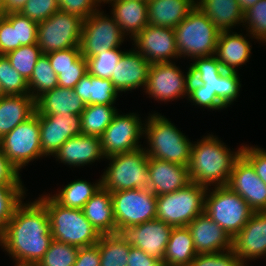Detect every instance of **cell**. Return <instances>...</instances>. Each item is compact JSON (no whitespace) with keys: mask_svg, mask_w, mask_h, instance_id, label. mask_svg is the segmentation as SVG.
<instances>
[{"mask_svg":"<svg viewBox=\"0 0 266 266\" xmlns=\"http://www.w3.org/2000/svg\"><path fill=\"white\" fill-rule=\"evenodd\" d=\"M35 100L30 94L5 95L0 98V139L18 124L35 114Z\"/></svg>","mask_w":266,"mask_h":266,"instance_id":"obj_29","label":"cell"},{"mask_svg":"<svg viewBox=\"0 0 266 266\" xmlns=\"http://www.w3.org/2000/svg\"><path fill=\"white\" fill-rule=\"evenodd\" d=\"M243 11L256 4L259 0H237Z\"/></svg>","mask_w":266,"mask_h":266,"instance_id":"obj_57","label":"cell"},{"mask_svg":"<svg viewBox=\"0 0 266 266\" xmlns=\"http://www.w3.org/2000/svg\"><path fill=\"white\" fill-rule=\"evenodd\" d=\"M85 105H113L119 97L118 90L109 79L84 75L73 88Z\"/></svg>","mask_w":266,"mask_h":266,"instance_id":"obj_32","label":"cell"},{"mask_svg":"<svg viewBox=\"0 0 266 266\" xmlns=\"http://www.w3.org/2000/svg\"><path fill=\"white\" fill-rule=\"evenodd\" d=\"M174 62L150 65L145 92L158 101L169 102L188 96L191 79L190 66L184 74ZM185 95V96H184Z\"/></svg>","mask_w":266,"mask_h":266,"instance_id":"obj_15","label":"cell"},{"mask_svg":"<svg viewBox=\"0 0 266 266\" xmlns=\"http://www.w3.org/2000/svg\"><path fill=\"white\" fill-rule=\"evenodd\" d=\"M5 2V0H0V6Z\"/></svg>","mask_w":266,"mask_h":266,"instance_id":"obj_61","label":"cell"},{"mask_svg":"<svg viewBox=\"0 0 266 266\" xmlns=\"http://www.w3.org/2000/svg\"><path fill=\"white\" fill-rule=\"evenodd\" d=\"M207 189L190 182L182 189L157 196L156 219L172 227L188 226L193 219L204 213Z\"/></svg>","mask_w":266,"mask_h":266,"instance_id":"obj_8","label":"cell"},{"mask_svg":"<svg viewBox=\"0 0 266 266\" xmlns=\"http://www.w3.org/2000/svg\"><path fill=\"white\" fill-rule=\"evenodd\" d=\"M38 200L46 207L54 240L78 248L99 242L101 234L88 221L82 209L63 207L50 194L42 195Z\"/></svg>","mask_w":266,"mask_h":266,"instance_id":"obj_4","label":"cell"},{"mask_svg":"<svg viewBox=\"0 0 266 266\" xmlns=\"http://www.w3.org/2000/svg\"><path fill=\"white\" fill-rule=\"evenodd\" d=\"M232 250L245 265L249 259L266 256V211L253 213L232 238Z\"/></svg>","mask_w":266,"mask_h":266,"instance_id":"obj_20","label":"cell"},{"mask_svg":"<svg viewBox=\"0 0 266 266\" xmlns=\"http://www.w3.org/2000/svg\"><path fill=\"white\" fill-rule=\"evenodd\" d=\"M111 15L122 32L131 38L139 34L148 23L147 2L134 0H112Z\"/></svg>","mask_w":266,"mask_h":266,"instance_id":"obj_28","label":"cell"},{"mask_svg":"<svg viewBox=\"0 0 266 266\" xmlns=\"http://www.w3.org/2000/svg\"><path fill=\"white\" fill-rule=\"evenodd\" d=\"M222 31L219 33L215 56L225 71H235L249 62L251 44L241 33Z\"/></svg>","mask_w":266,"mask_h":266,"instance_id":"obj_25","label":"cell"},{"mask_svg":"<svg viewBox=\"0 0 266 266\" xmlns=\"http://www.w3.org/2000/svg\"><path fill=\"white\" fill-rule=\"evenodd\" d=\"M144 123L136 113L126 115L118 112L111 124L100 136L102 154L109 157L115 154L128 153L141 148L139 140L144 136Z\"/></svg>","mask_w":266,"mask_h":266,"instance_id":"obj_14","label":"cell"},{"mask_svg":"<svg viewBox=\"0 0 266 266\" xmlns=\"http://www.w3.org/2000/svg\"><path fill=\"white\" fill-rule=\"evenodd\" d=\"M58 10L57 0H28L19 12L39 23L49 18Z\"/></svg>","mask_w":266,"mask_h":266,"instance_id":"obj_46","label":"cell"},{"mask_svg":"<svg viewBox=\"0 0 266 266\" xmlns=\"http://www.w3.org/2000/svg\"><path fill=\"white\" fill-rule=\"evenodd\" d=\"M60 10L87 19L99 10V5L95 0H57Z\"/></svg>","mask_w":266,"mask_h":266,"instance_id":"obj_49","label":"cell"},{"mask_svg":"<svg viewBox=\"0 0 266 266\" xmlns=\"http://www.w3.org/2000/svg\"><path fill=\"white\" fill-rule=\"evenodd\" d=\"M18 48L17 25H12L0 13V55Z\"/></svg>","mask_w":266,"mask_h":266,"instance_id":"obj_50","label":"cell"},{"mask_svg":"<svg viewBox=\"0 0 266 266\" xmlns=\"http://www.w3.org/2000/svg\"><path fill=\"white\" fill-rule=\"evenodd\" d=\"M195 6L196 0H148V23L174 29Z\"/></svg>","mask_w":266,"mask_h":266,"instance_id":"obj_27","label":"cell"},{"mask_svg":"<svg viewBox=\"0 0 266 266\" xmlns=\"http://www.w3.org/2000/svg\"><path fill=\"white\" fill-rule=\"evenodd\" d=\"M127 266H164L162 260L146 254L143 250L130 246Z\"/></svg>","mask_w":266,"mask_h":266,"instance_id":"obj_55","label":"cell"},{"mask_svg":"<svg viewBox=\"0 0 266 266\" xmlns=\"http://www.w3.org/2000/svg\"><path fill=\"white\" fill-rule=\"evenodd\" d=\"M208 188L204 212L233 238L253 215L248 203L227 185ZM212 191H210V190Z\"/></svg>","mask_w":266,"mask_h":266,"instance_id":"obj_9","label":"cell"},{"mask_svg":"<svg viewBox=\"0 0 266 266\" xmlns=\"http://www.w3.org/2000/svg\"><path fill=\"white\" fill-rule=\"evenodd\" d=\"M56 160L70 166H85L104 159L100 137L79 135L68 139L53 155Z\"/></svg>","mask_w":266,"mask_h":266,"instance_id":"obj_24","label":"cell"},{"mask_svg":"<svg viewBox=\"0 0 266 266\" xmlns=\"http://www.w3.org/2000/svg\"><path fill=\"white\" fill-rule=\"evenodd\" d=\"M188 266H247L230 249L217 253H200Z\"/></svg>","mask_w":266,"mask_h":266,"instance_id":"obj_45","label":"cell"},{"mask_svg":"<svg viewBox=\"0 0 266 266\" xmlns=\"http://www.w3.org/2000/svg\"><path fill=\"white\" fill-rule=\"evenodd\" d=\"M144 123V137L149 157L188 166L192 142L164 115L149 114Z\"/></svg>","mask_w":266,"mask_h":266,"instance_id":"obj_3","label":"cell"},{"mask_svg":"<svg viewBox=\"0 0 266 266\" xmlns=\"http://www.w3.org/2000/svg\"><path fill=\"white\" fill-rule=\"evenodd\" d=\"M227 186L239 194L254 212L266 211V184L243 155L236 160Z\"/></svg>","mask_w":266,"mask_h":266,"instance_id":"obj_19","label":"cell"},{"mask_svg":"<svg viewBox=\"0 0 266 266\" xmlns=\"http://www.w3.org/2000/svg\"><path fill=\"white\" fill-rule=\"evenodd\" d=\"M74 266H100L98 243L79 248Z\"/></svg>","mask_w":266,"mask_h":266,"instance_id":"obj_54","label":"cell"},{"mask_svg":"<svg viewBox=\"0 0 266 266\" xmlns=\"http://www.w3.org/2000/svg\"><path fill=\"white\" fill-rule=\"evenodd\" d=\"M46 55L56 74L57 69L76 68V62L82 57L80 46L54 51Z\"/></svg>","mask_w":266,"mask_h":266,"instance_id":"obj_47","label":"cell"},{"mask_svg":"<svg viewBox=\"0 0 266 266\" xmlns=\"http://www.w3.org/2000/svg\"><path fill=\"white\" fill-rule=\"evenodd\" d=\"M134 1L148 2V0H134Z\"/></svg>","mask_w":266,"mask_h":266,"instance_id":"obj_62","label":"cell"},{"mask_svg":"<svg viewBox=\"0 0 266 266\" xmlns=\"http://www.w3.org/2000/svg\"><path fill=\"white\" fill-rule=\"evenodd\" d=\"M83 19L58 10L38 23L37 45L42 54L80 46Z\"/></svg>","mask_w":266,"mask_h":266,"instance_id":"obj_10","label":"cell"},{"mask_svg":"<svg viewBox=\"0 0 266 266\" xmlns=\"http://www.w3.org/2000/svg\"><path fill=\"white\" fill-rule=\"evenodd\" d=\"M187 98L193 105L209 110H223L227 108L217 98L215 93L208 92L207 90H188Z\"/></svg>","mask_w":266,"mask_h":266,"instance_id":"obj_52","label":"cell"},{"mask_svg":"<svg viewBox=\"0 0 266 266\" xmlns=\"http://www.w3.org/2000/svg\"><path fill=\"white\" fill-rule=\"evenodd\" d=\"M116 227L136 226L156 219L157 196L149 189L111 192Z\"/></svg>","mask_w":266,"mask_h":266,"instance_id":"obj_13","label":"cell"},{"mask_svg":"<svg viewBox=\"0 0 266 266\" xmlns=\"http://www.w3.org/2000/svg\"><path fill=\"white\" fill-rule=\"evenodd\" d=\"M117 112L114 105H86L80 115L82 135L100 137Z\"/></svg>","mask_w":266,"mask_h":266,"instance_id":"obj_35","label":"cell"},{"mask_svg":"<svg viewBox=\"0 0 266 266\" xmlns=\"http://www.w3.org/2000/svg\"><path fill=\"white\" fill-rule=\"evenodd\" d=\"M12 25H17L18 47L37 44L38 23L19 11L0 12Z\"/></svg>","mask_w":266,"mask_h":266,"instance_id":"obj_43","label":"cell"},{"mask_svg":"<svg viewBox=\"0 0 266 266\" xmlns=\"http://www.w3.org/2000/svg\"><path fill=\"white\" fill-rule=\"evenodd\" d=\"M19 173L20 172L6 158L0 146V185L23 186Z\"/></svg>","mask_w":266,"mask_h":266,"instance_id":"obj_53","label":"cell"},{"mask_svg":"<svg viewBox=\"0 0 266 266\" xmlns=\"http://www.w3.org/2000/svg\"><path fill=\"white\" fill-rule=\"evenodd\" d=\"M102 187V179L95 184L86 180H75L58 193L50 195L58 204L67 208L82 209L85 203Z\"/></svg>","mask_w":266,"mask_h":266,"instance_id":"obj_34","label":"cell"},{"mask_svg":"<svg viewBox=\"0 0 266 266\" xmlns=\"http://www.w3.org/2000/svg\"><path fill=\"white\" fill-rule=\"evenodd\" d=\"M85 106L82 99L73 89L60 86L47 91L35 100V112L44 115H54L58 113L81 115Z\"/></svg>","mask_w":266,"mask_h":266,"instance_id":"obj_26","label":"cell"},{"mask_svg":"<svg viewBox=\"0 0 266 266\" xmlns=\"http://www.w3.org/2000/svg\"><path fill=\"white\" fill-rule=\"evenodd\" d=\"M79 248L52 240L44 257L35 266H74Z\"/></svg>","mask_w":266,"mask_h":266,"instance_id":"obj_40","label":"cell"},{"mask_svg":"<svg viewBox=\"0 0 266 266\" xmlns=\"http://www.w3.org/2000/svg\"><path fill=\"white\" fill-rule=\"evenodd\" d=\"M241 25L247 27L248 30L246 29V31L252 35V39L266 43V0H259L245 10Z\"/></svg>","mask_w":266,"mask_h":266,"instance_id":"obj_42","label":"cell"},{"mask_svg":"<svg viewBox=\"0 0 266 266\" xmlns=\"http://www.w3.org/2000/svg\"><path fill=\"white\" fill-rule=\"evenodd\" d=\"M172 226L154 219L136 226H119L115 231L123 242L163 261Z\"/></svg>","mask_w":266,"mask_h":266,"instance_id":"obj_16","label":"cell"},{"mask_svg":"<svg viewBox=\"0 0 266 266\" xmlns=\"http://www.w3.org/2000/svg\"><path fill=\"white\" fill-rule=\"evenodd\" d=\"M135 50L151 64L172 62L179 56L176 48L175 31L172 28L148 24L133 39Z\"/></svg>","mask_w":266,"mask_h":266,"instance_id":"obj_18","label":"cell"},{"mask_svg":"<svg viewBox=\"0 0 266 266\" xmlns=\"http://www.w3.org/2000/svg\"><path fill=\"white\" fill-rule=\"evenodd\" d=\"M95 1L98 3V5L101 6V3H102V4H105V3H106V4H107V3L109 4V2L112 1V0H95ZM103 2H104V3H103Z\"/></svg>","mask_w":266,"mask_h":266,"instance_id":"obj_58","label":"cell"},{"mask_svg":"<svg viewBox=\"0 0 266 266\" xmlns=\"http://www.w3.org/2000/svg\"><path fill=\"white\" fill-rule=\"evenodd\" d=\"M57 74L46 54H42L33 69L28 82L29 94L36 100L39 96L58 86Z\"/></svg>","mask_w":266,"mask_h":266,"instance_id":"obj_36","label":"cell"},{"mask_svg":"<svg viewBox=\"0 0 266 266\" xmlns=\"http://www.w3.org/2000/svg\"><path fill=\"white\" fill-rule=\"evenodd\" d=\"M24 186L0 185V226L4 228L13 217L15 209L24 200L26 194Z\"/></svg>","mask_w":266,"mask_h":266,"instance_id":"obj_44","label":"cell"},{"mask_svg":"<svg viewBox=\"0 0 266 266\" xmlns=\"http://www.w3.org/2000/svg\"><path fill=\"white\" fill-rule=\"evenodd\" d=\"M103 13L104 11L98 10L87 19H83L80 49L85 59L110 49L120 48L126 37L116 20Z\"/></svg>","mask_w":266,"mask_h":266,"instance_id":"obj_12","label":"cell"},{"mask_svg":"<svg viewBox=\"0 0 266 266\" xmlns=\"http://www.w3.org/2000/svg\"><path fill=\"white\" fill-rule=\"evenodd\" d=\"M110 161L104 171L102 187L110 192L129 189H148L149 156L145 148L106 157Z\"/></svg>","mask_w":266,"mask_h":266,"instance_id":"obj_7","label":"cell"},{"mask_svg":"<svg viewBox=\"0 0 266 266\" xmlns=\"http://www.w3.org/2000/svg\"><path fill=\"white\" fill-rule=\"evenodd\" d=\"M242 155L252 164L258 177L266 184V150L244 145Z\"/></svg>","mask_w":266,"mask_h":266,"instance_id":"obj_51","label":"cell"},{"mask_svg":"<svg viewBox=\"0 0 266 266\" xmlns=\"http://www.w3.org/2000/svg\"><path fill=\"white\" fill-rule=\"evenodd\" d=\"M118 49H110L86 58L87 73L98 78L111 80L119 60L125 53Z\"/></svg>","mask_w":266,"mask_h":266,"instance_id":"obj_39","label":"cell"},{"mask_svg":"<svg viewBox=\"0 0 266 266\" xmlns=\"http://www.w3.org/2000/svg\"><path fill=\"white\" fill-rule=\"evenodd\" d=\"M190 71L188 90H207L215 93L226 107H230L238 98L241 88L238 72L225 71L215 55L194 58Z\"/></svg>","mask_w":266,"mask_h":266,"instance_id":"obj_6","label":"cell"},{"mask_svg":"<svg viewBox=\"0 0 266 266\" xmlns=\"http://www.w3.org/2000/svg\"><path fill=\"white\" fill-rule=\"evenodd\" d=\"M4 96H5V94H4V91H3L1 83H0V98L4 97Z\"/></svg>","mask_w":266,"mask_h":266,"instance_id":"obj_60","label":"cell"},{"mask_svg":"<svg viewBox=\"0 0 266 266\" xmlns=\"http://www.w3.org/2000/svg\"><path fill=\"white\" fill-rule=\"evenodd\" d=\"M98 247L100 248V266H127L130 246L115 234L101 235Z\"/></svg>","mask_w":266,"mask_h":266,"instance_id":"obj_37","label":"cell"},{"mask_svg":"<svg viewBox=\"0 0 266 266\" xmlns=\"http://www.w3.org/2000/svg\"><path fill=\"white\" fill-rule=\"evenodd\" d=\"M151 63L135 49L125 51L111 81L119 93L146 86Z\"/></svg>","mask_w":266,"mask_h":266,"instance_id":"obj_23","label":"cell"},{"mask_svg":"<svg viewBox=\"0 0 266 266\" xmlns=\"http://www.w3.org/2000/svg\"><path fill=\"white\" fill-rule=\"evenodd\" d=\"M28 0H5L0 6V12L19 11Z\"/></svg>","mask_w":266,"mask_h":266,"instance_id":"obj_56","label":"cell"},{"mask_svg":"<svg viewBox=\"0 0 266 266\" xmlns=\"http://www.w3.org/2000/svg\"><path fill=\"white\" fill-rule=\"evenodd\" d=\"M82 212L101 235L115 234L111 192L101 187L84 205Z\"/></svg>","mask_w":266,"mask_h":266,"instance_id":"obj_30","label":"cell"},{"mask_svg":"<svg viewBox=\"0 0 266 266\" xmlns=\"http://www.w3.org/2000/svg\"><path fill=\"white\" fill-rule=\"evenodd\" d=\"M3 243V228L0 226V246H2Z\"/></svg>","mask_w":266,"mask_h":266,"instance_id":"obj_59","label":"cell"},{"mask_svg":"<svg viewBox=\"0 0 266 266\" xmlns=\"http://www.w3.org/2000/svg\"><path fill=\"white\" fill-rule=\"evenodd\" d=\"M149 190L156 196L172 193L187 186L191 180L188 166L149 157Z\"/></svg>","mask_w":266,"mask_h":266,"instance_id":"obj_21","label":"cell"},{"mask_svg":"<svg viewBox=\"0 0 266 266\" xmlns=\"http://www.w3.org/2000/svg\"><path fill=\"white\" fill-rule=\"evenodd\" d=\"M190 229L173 227L163 257L164 266H188L197 256Z\"/></svg>","mask_w":266,"mask_h":266,"instance_id":"obj_33","label":"cell"},{"mask_svg":"<svg viewBox=\"0 0 266 266\" xmlns=\"http://www.w3.org/2000/svg\"><path fill=\"white\" fill-rule=\"evenodd\" d=\"M0 146L6 158L18 171L34 159L44 157L40 144L38 114L35 112L27 121L7 133L0 139Z\"/></svg>","mask_w":266,"mask_h":266,"instance_id":"obj_11","label":"cell"},{"mask_svg":"<svg viewBox=\"0 0 266 266\" xmlns=\"http://www.w3.org/2000/svg\"><path fill=\"white\" fill-rule=\"evenodd\" d=\"M176 48L180 57L215 55L220 31L197 6L175 28Z\"/></svg>","mask_w":266,"mask_h":266,"instance_id":"obj_5","label":"cell"},{"mask_svg":"<svg viewBox=\"0 0 266 266\" xmlns=\"http://www.w3.org/2000/svg\"><path fill=\"white\" fill-rule=\"evenodd\" d=\"M242 148L243 145L233 152L212 134L192 143L188 164L191 182L207 188L227 185L233 166L242 155Z\"/></svg>","mask_w":266,"mask_h":266,"instance_id":"obj_2","label":"cell"},{"mask_svg":"<svg viewBox=\"0 0 266 266\" xmlns=\"http://www.w3.org/2000/svg\"><path fill=\"white\" fill-rule=\"evenodd\" d=\"M196 6L203 11L220 31L243 23L244 11L237 0H196Z\"/></svg>","mask_w":266,"mask_h":266,"instance_id":"obj_31","label":"cell"},{"mask_svg":"<svg viewBox=\"0 0 266 266\" xmlns=\"http://www.w3.org/2000/svg\"><path fill=\"white\" fill-rule=\"evenodd\" d=\"M40 144L44 155L53 156L71 137L82 135L81 116L68 114H38Z\"/></svg>","mask_w":266,"mask_h":266,"instance_id":"obj_17","label":"cell"},{"mask_svg":"<svg viewBox=\"0 0 266 266\" xmlns=\"http://www.w3.org/2000/svg\"><path fill=\"white\" fill-rule=\"evenodd\" d=\"M42 55L37 44L20 46L5 54L11 66L28 81L38 58Z\"/></svg>","mask_w":266,"mask_h":266,"instance_id":"obj_38","label":"cell"},{"mask_svg":"<svg viewBox=\"0 0 266 266\" xmlns=\"http://www.w3.org/2000/svg\"><path fill=\"white\" fill-rule=\"evenodd\" d=\"M192 234L195 250L200 253H217L232 249V238L205 212L187 226Z\"/></svg>","mask_w":266,"mask_h":266,"instance_id":"obj_22","label":"cell"},{"mask_svg":"<svg viewBox=\"0 0 266 266\" xmlns=\"http://www.w3.org/2000/svg\"><path fill=\"white\" fill-rule=\"evenodd\" d=\"M0 83L5 95L29 94L28 82L11 66L5 55H0Z\"/></svg>","mask_w":266,"mask_h":266,"instance_id":"obj_41","label":"cell"},{"mask_svg":"<svg viewBox=\"0 0 266 266\" xmlns=\"http://www.w3.org/2000/svg\"><path fill=\"white\" fill-rule=\"evenodd\" d=\"M49 215L37 199L15 209L3 228L2 248L15 261V266H35L52 242Z\"/></svg>","mask_w":266,"mask_h":266,"instance_id":"obj_1","label":"cell"},{"mask_svg":"<svg viewBox=\"0 0 266 266\" xmlns=\"http://www.w3.org/2000/svg\"><path fill=\"white\" fill-rule=\"evenodd\" d=\"M86 74L87 62L82 56L76 62V68L57 69L58 86L73 89Z\"/></svg>","mask_w":266,"mask_h":266,"instance_id":"obj_48","label":"cell"}]
</instances>
